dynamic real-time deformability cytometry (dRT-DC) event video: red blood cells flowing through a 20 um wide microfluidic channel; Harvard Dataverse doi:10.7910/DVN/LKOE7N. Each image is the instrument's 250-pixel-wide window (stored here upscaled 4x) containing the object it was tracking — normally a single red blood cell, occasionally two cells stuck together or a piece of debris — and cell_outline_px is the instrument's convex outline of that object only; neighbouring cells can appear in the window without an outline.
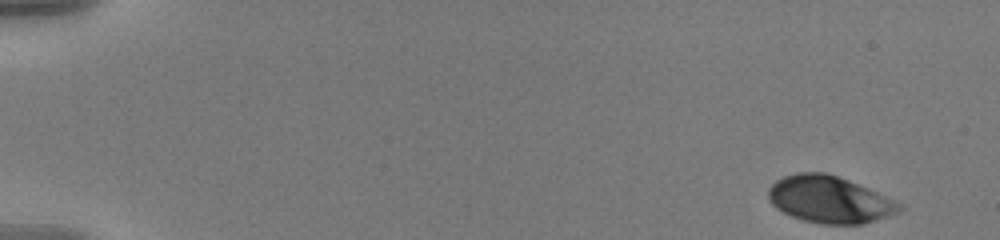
{"species": "human", "species_latin": "Homo sapiens", "temperature_condition": "warm", "stored_images_in_passage": 54, "camera_frame_rate_fps": 3000, "um_per_image_px": 0.085, "donor": {"sex": "male"}, "frame": {"image": 1, "passage_image": 1, "time_ms": 0.0, "image_size_px": [1000, 240], "cell_outline_px": [[904, 208], [900, 212], [864, 224], [820, 224], [804, 220], [792, 216], [776, 208], [772, 204], [768, 196], [768, 188], [776, 180], [784, 176], [796, 172], [824, 172], [848, 180], [876, 192], [900, 204]], "centroid_in_image_um": [70.48, 16.96], "position_along_channel_um": 14.5, "area_um2": 35.55}}
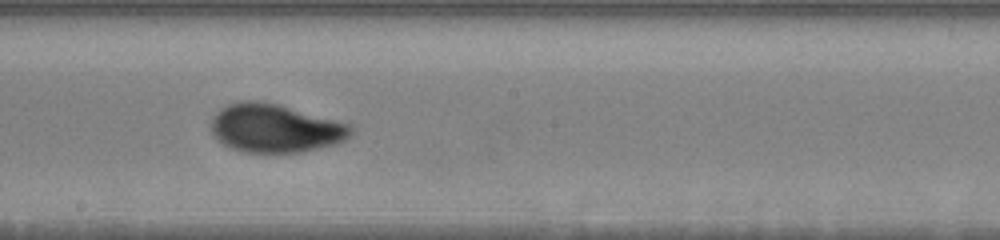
{"frame": {"image": 2, "passage_image": 31, "time_ms": 10.0, "image_size_px": [1000, 240], "cell_outline_px": [[352, 132], [344, 140], [336, 144], [300, 152], [244, 152], [232, 148], [224, 144], [212, 132], [212, 116], [220, 108], [228, 104], [240, 100], [260, 100], [276, 104], [352, 124]], "centroid_in_image_um": [23.38, 10.89], "position_along_channel_um": 224.8, "area_um2": 39.19}}
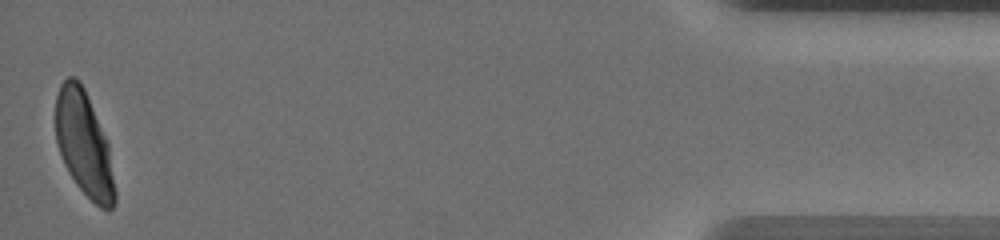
{"frame": {"image": 3, "passage_image": 54, "time_ms": 17.667, "image_size_px": [1000, 240], "cell_outline_px": [[116, 204], [108, 212], [100, 208], [76, 184], [68, 172], [64, 164], [56, 140], [56, 96], [60, 84], [68, 76], [76, 76], [80, 80], [84, 88], [108, 140], [116, 192]], "centroid_in_image_um": [7.16, 12.24], "position_along_channel_um": 428.0, "area_um2": 36.41}, "authors_computed_cell_mechanics": {"area_um2": 37.1076, "velocity_mm_per_s": 3.6109, "shape_relaxation_time_tau1_ms": 4.2519, "shape_relaxation_time_tau2_ms": null, "deformation_change_tau1": 0.1604, "deformation_change_tau2": null}}